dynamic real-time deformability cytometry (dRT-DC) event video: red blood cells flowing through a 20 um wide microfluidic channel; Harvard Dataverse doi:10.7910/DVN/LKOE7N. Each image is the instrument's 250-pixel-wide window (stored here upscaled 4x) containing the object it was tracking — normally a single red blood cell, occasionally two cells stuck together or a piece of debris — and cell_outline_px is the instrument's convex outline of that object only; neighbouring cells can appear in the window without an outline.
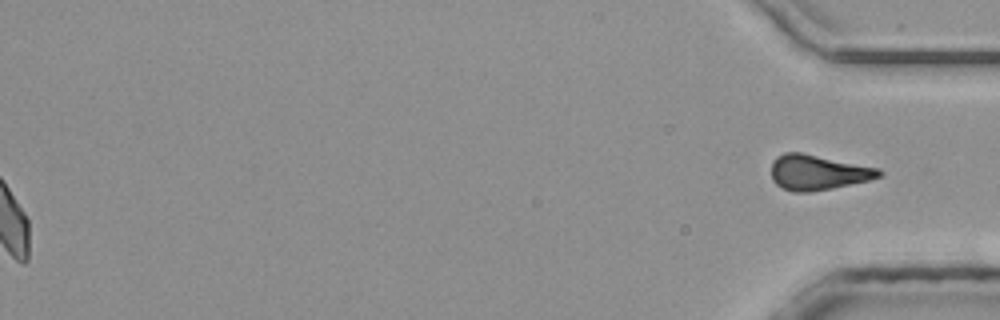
{"species": "common noctule bat (a hibernating species)", "species_latin": "Nyctalus noctula", "temperature_condition": "room temperature", "stored_images_in_passage": 49, "segment_of_instrument_passage": [2, 2], "camera_frame_rate_fps": 3000, "um_per_image_px": 0.085, "animal": {"sex": "male", "body_mass_g": 20.4}, "frame": {"image": 1, "passage_image": 49, "time_ms": 16.0, "image_size_px": [1000, 320], "cell_outline_px": [[884, 172], [880, 176], [868, 180], [832, 188], [808, 192], [792, 192], [776, 184], [772, 180], [772, 160], [776, 156], [784, 152], [800, 152], [880, 168]], "centroid_in_image_um": [69.5, 14.64], "position_along_channel_um": 365.7, "area_um2": 22.02}}